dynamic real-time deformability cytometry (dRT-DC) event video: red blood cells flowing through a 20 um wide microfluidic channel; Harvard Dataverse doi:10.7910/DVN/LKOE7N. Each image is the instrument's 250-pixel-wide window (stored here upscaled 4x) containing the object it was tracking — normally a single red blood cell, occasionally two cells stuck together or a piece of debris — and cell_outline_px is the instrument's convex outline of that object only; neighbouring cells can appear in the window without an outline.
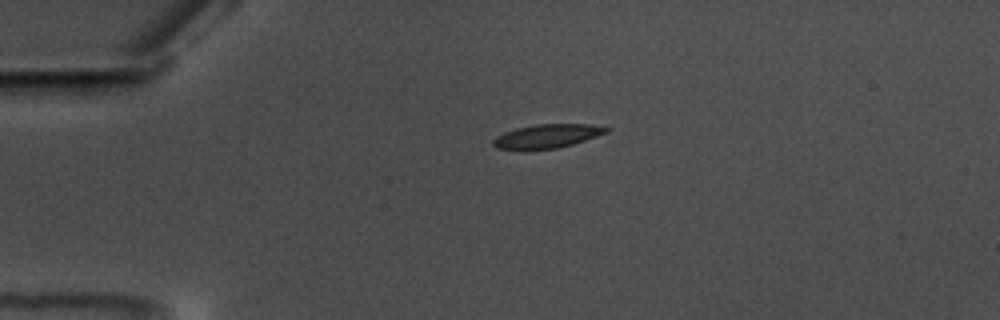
{"species": "common noctule bat (a hibernating species)", "species_latin": "Nyctalus noctula", "temperature_condition": "warm", "stored_images_in_passage": 46, "camera_frame_rate_fps": 3000, "um_per_image_px": 0.085, "animal": {"sex": "male", "body_mass_g": 17.5, "forearm_length_mm": 52.3}, "frame": {"image": 1, "passage_image": 1, "time_ms": 0.0, "image_size_px": [1000, 320], "cell_outline_px": [[612, 128], [608, 132], [572, 144], [556, 148], [496, 148], [492, 144], [492, 140], [496, 136], [504, 132], [516, 128], [536, 124], [592, 124]], "centroid_in_image_um": [46.53, 11.54], "position_along_channel_um": 38.5, "area_um2": 15.32}}
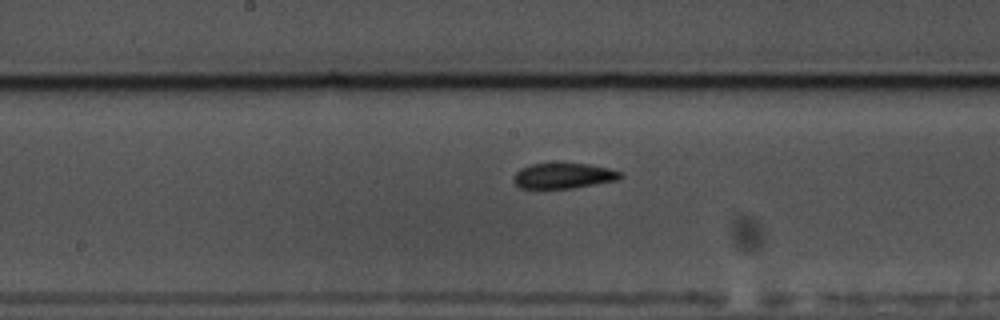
{"frame": {"image": 2, "passage_image": 18, "time_ms": 5.667, "image_size_px": [1000, 320], "cell_outline_px": [[624, 176], [616, 180], [572, 188], [520, 188], [512, 180], [516, 172], [520, 168], [532, 164], [588, 164], [608, 168], [624, 172]], "centroid_in_image_um": [47.91, 14.94], "position_along_channel_um": 200.3, "area_um2": 15.66}}
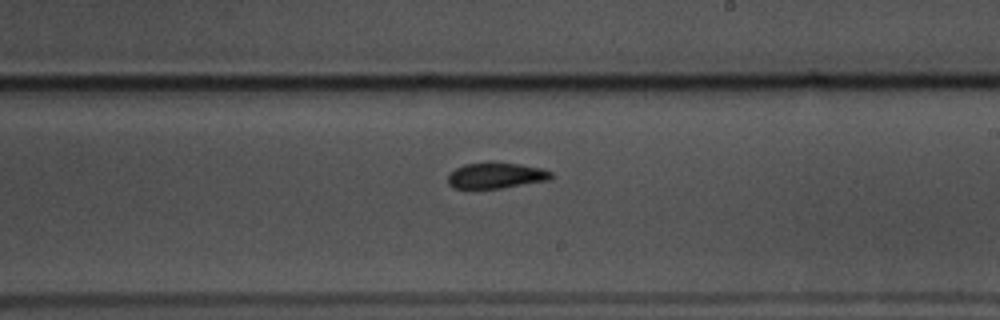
{"frame": {"image": 3, "passage_image": 22, "time_ms": 7.0, "image_size_px": [1000, 320], "cell_outline_px": [[552, 176], [548, 180], [500, 188], [452, 188], [448, 184], [448, 176], [456, 168], [464, 164], [520, 164], [540, 168], [552, 172]], "centroid_in_image_um": [42.14, 14.94], "position_along_channel_um": 246.9, "area_um2": 14.91}, "authors_computed_cell_mechanics": {"area_um2": 16.0395, "velocity_mm_per_s": 3.5096, "shape_relaxation_time_tau1_ms": null, "shape_relaxation_time_tau2_ms": 6.0222, "deformation_change_tau1": null, "deformation_change_tau2": 0.0838}}